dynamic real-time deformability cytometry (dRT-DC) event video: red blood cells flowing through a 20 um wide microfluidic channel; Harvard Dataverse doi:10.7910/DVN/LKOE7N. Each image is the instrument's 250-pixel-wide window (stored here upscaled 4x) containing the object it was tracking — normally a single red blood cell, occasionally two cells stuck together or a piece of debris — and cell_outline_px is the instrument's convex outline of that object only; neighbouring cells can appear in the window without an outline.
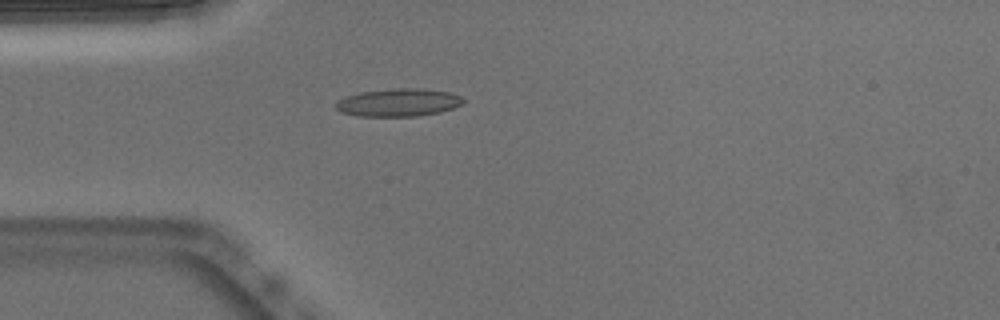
{"species": "Egyptian fruit bat (a non-hibernating species)", "species_latin": "Rousettus aegyptiacus", "temperature_condition": "warm", "stored_images_in_passage": 6, "camera_frame_rate_fps": 3000, "um_per_image_px": 0.085, "animal": {"sex": "male"}, "frame": {"image": 1, "passage_image": 1, "time_ms": 0.0, "image_size_px": [1000, 320], "cell_outline_px": [[464, 104], [440, 112], [416, 116], [356, 116], [340, 112], [336, 108], [336, 104], [344, 96], [360, 92], [396, 88], [424, 88], [452, 92], [460, 96], [464, 100]], "centroid_in_image_um": [33.89, 8.7], "position_along_channel_um": 51.1, "area_um2": 20.81}}